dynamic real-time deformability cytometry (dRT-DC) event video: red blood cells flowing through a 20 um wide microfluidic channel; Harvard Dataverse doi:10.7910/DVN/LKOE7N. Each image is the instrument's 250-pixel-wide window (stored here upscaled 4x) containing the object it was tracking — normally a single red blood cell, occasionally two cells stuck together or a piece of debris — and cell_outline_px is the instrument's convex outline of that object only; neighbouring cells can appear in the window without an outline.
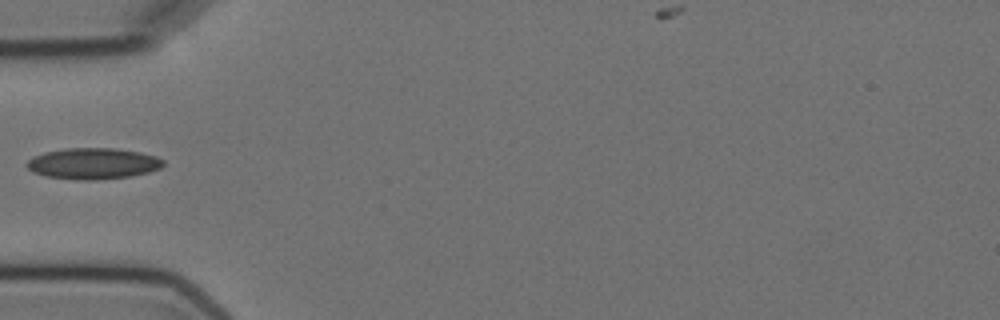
{"species": "Egyptian fruit bat (a non-hibernating species)", "species_latin": "Rousettus aegyptiacus", "temperature_condition": "cold", "stored_images_in_passage": 4, "camera_frame_rate_fps": 3000, "um_per_image_px": 0.085, "animal": {"sex": "female"}, "frame": {"image": 1, "passage_image": 3, "time_ms": 3.333, "image_size_px": [1000, 320], "cell_outline_px": [[164, 164], [160, 168], [148, 172], [132, 176], [96, 180], [76, 180], [44, 176], [32, 172], [24, 164], [32, 156], [44, 152], [68, 148], [112, 148], [140, 152], [156, 156], [164, 160]], "centroid_in_image_um": [7.88, 13.91], "position_along_channel_um": 77.1, "area_um2": 24.97}}
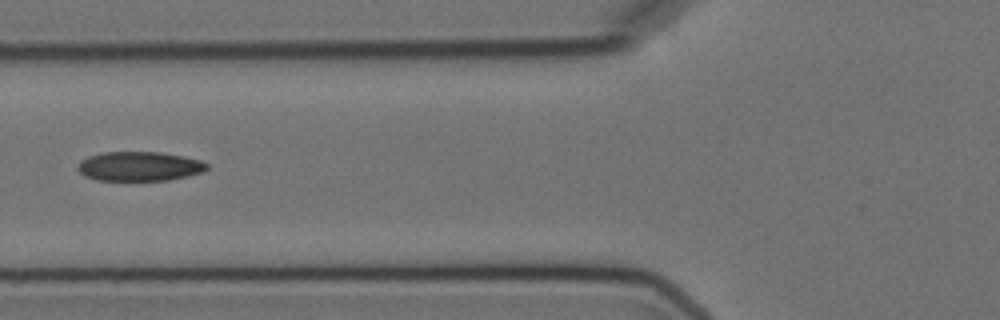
{"frame": {"image": 2, "passage_image": 4, "time_ms": 4.333, "image_size_px": [1000, 320], "cell_outline_px": [[208, 168], [204, 172], [188, 176], [168, 180], [96, 180], [84, 176], [76, 168], [76, 164], [80, 160], [88, 156], [104, 152], [160, 152], [184, 156], [200, 160], [208, 164]], "centroid_in_image_um": [11.83, 14.13], "position_along_channel_um": 114.0, "area_um2": 22.31}}